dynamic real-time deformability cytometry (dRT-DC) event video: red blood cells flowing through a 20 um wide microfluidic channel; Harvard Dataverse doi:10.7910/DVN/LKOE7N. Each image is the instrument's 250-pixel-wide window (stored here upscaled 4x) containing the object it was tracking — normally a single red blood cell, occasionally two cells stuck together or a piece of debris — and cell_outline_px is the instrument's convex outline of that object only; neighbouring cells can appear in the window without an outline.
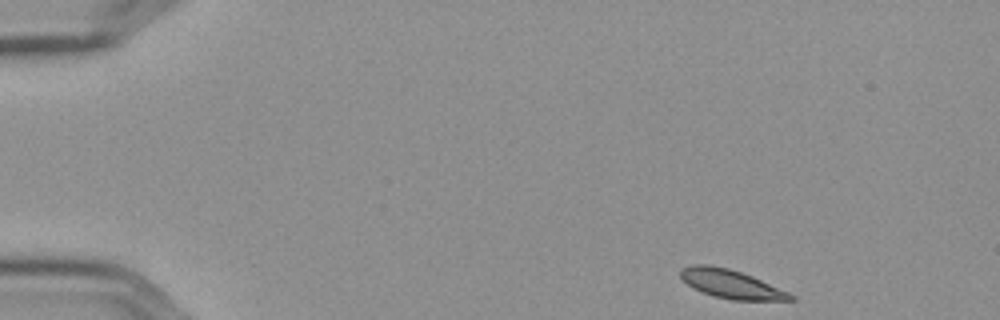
{"species": "Egyptian fruit bat (a non-hibernating species)", "species_latin": "Rousettus aegyptiacus", "temperature_condition": "cold", "stored_images_in_passage": 51, "camera_frame_rate_fps": 3000, "um_per_image_px": 0.085, "frame": {"image": 1, "passage_image": 1, "time_ms": 0.0, "image_size_px": [1000, 320], "cell_outline_px": [[796, 300], [732, 300], [712, 296], [692, 288], [680, 276], [680, 268], [692, 264], [708, 264], [728, 268], [752, 276], [788, 292], [796, 296]], "centroid_in_image_um": [62.12, 24.14], "position_along_channel_um": 22.9, "area_um2": 18.38}}
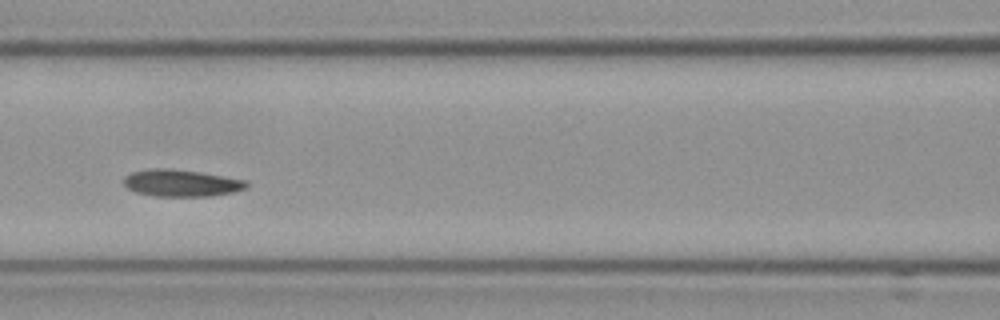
{"frame": {"image": 2, "passage_image": 20, "time_ms": 6.333, "image_size_px": [1000, 320], "cell_outline_px": [[248, 188], [232, 192], [212, 196], [152, 196], [136, 192], [128, 188], [124, 184], [124, 176], [132, 172], [152, 168], [168, 168], [200, 172], [244, 180], [248, 184]], "centroid_in_image_um": [15.39, 15.56], "position_along_channel_um": 151.2, "area_um2": 19.19}}
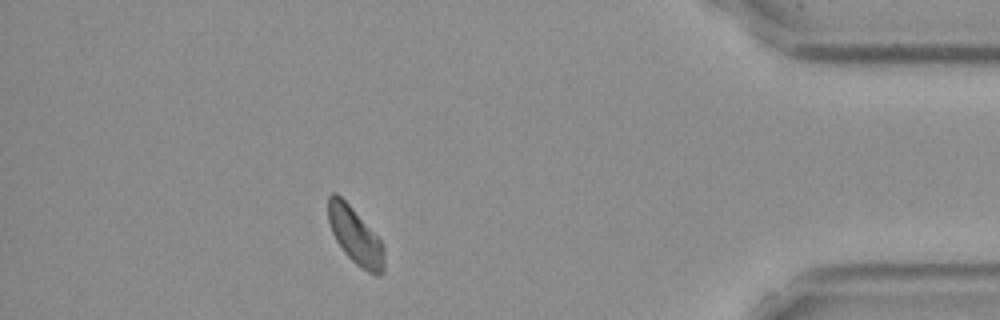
{"frame": {"image": 3, "passage_image": 45, "time_ms": 14.667, "image_size_px": [1000, 320], "cell_outline_px": [[384, 268], [380, 276], [376, 276], [368, 272], [356, 264], [344, 252], [336, 240], [332, 232], [328, 220], [328, 196], [332, 192], [336, 192], [348, 204], [380, 240], [384, 248]], "centroid_in_image_um": [30.19, 20.07], "position_along_channel_um": 405.0, "area_um2": 18.15}}